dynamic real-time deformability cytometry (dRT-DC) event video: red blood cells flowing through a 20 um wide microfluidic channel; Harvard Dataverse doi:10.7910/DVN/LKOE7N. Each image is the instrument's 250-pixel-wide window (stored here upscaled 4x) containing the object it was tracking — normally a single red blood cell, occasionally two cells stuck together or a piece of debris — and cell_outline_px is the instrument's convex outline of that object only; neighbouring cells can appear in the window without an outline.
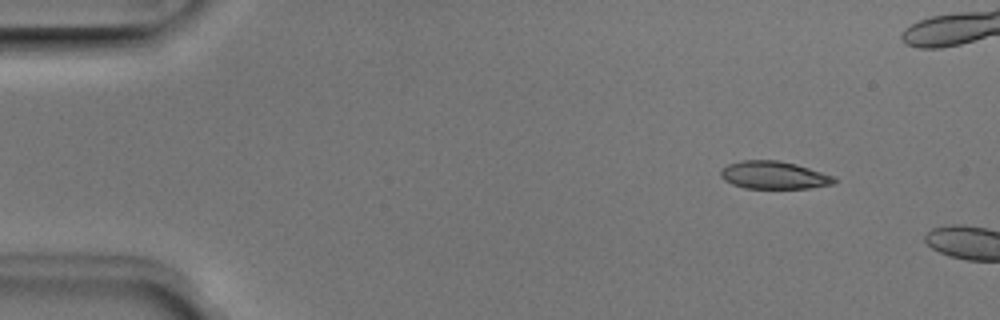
{"species": "Egyptian fruit bat (a non-hibernating species)", "species_latin": "Rousettus aegyptiacus", "temperature_condition": "room temperature", "stored_images_in_passage": 2, "camera_frame_rate_fps": 3000, "um_per_image_px": 0.085, "animal": {"sex": "male"}, "frame": {"image": 1, "passage_image": 1, "time_ms": 0.0, "image_size_px": [1000, 320], "cell_outline_px": [[836, 180], [832, 184], [808, 188], [744, 188], [732, 184], [724, 180], [720, 176], [720, 172], [728, 164], [744, 160], [776, 160], [796, 164], [836, 176]], "centroid_in_image_um": [65.79, 14.89], "position_along_channel_um": 19.2, "area_um2": 18.26}}